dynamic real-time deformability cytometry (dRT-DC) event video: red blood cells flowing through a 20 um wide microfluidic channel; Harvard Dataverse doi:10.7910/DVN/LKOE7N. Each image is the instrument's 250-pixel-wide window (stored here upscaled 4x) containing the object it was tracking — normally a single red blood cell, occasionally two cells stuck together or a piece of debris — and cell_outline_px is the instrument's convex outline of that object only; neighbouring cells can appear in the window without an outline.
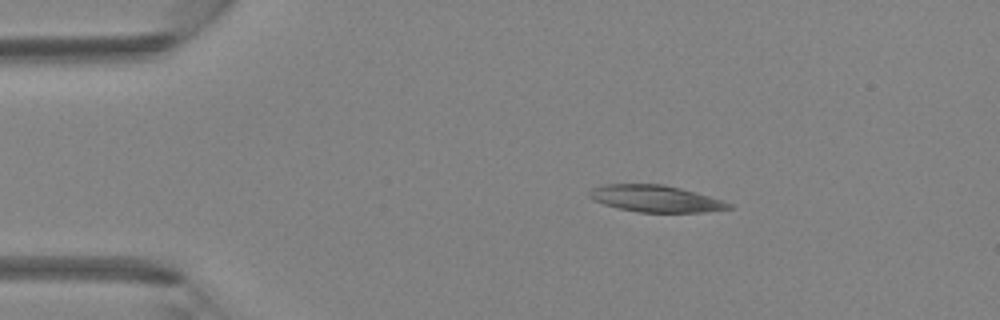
{"species": "Egyptian fruit bat (a non-hibernating species)", "species_latin": "Rousettus aegyptiacus", "temperature_condition": "room temperature", "stored_images_in_passage": 2, "camera_frame_rate_fps": 3000, "um_per_image_px": 0.085, "animal": {"sex": "female"}, "frame": {"image": 1, "passage_image": 1, "time_ms": 0.0, "image_size_px": [1000, 320], "cell_outline_px": [[732, 208], [704, 212], [640, 212], [620, 208], [604, 204], [592, 200], [588, 196], [588, 192], [592, 188], [604, 184], [664, 184], [680, 188], [724, 200], [732, 204]], "centroid_in_image_um": [55.72, 16.88], "position_along_channel_um": 29.3, "area_um2": 21.68}}